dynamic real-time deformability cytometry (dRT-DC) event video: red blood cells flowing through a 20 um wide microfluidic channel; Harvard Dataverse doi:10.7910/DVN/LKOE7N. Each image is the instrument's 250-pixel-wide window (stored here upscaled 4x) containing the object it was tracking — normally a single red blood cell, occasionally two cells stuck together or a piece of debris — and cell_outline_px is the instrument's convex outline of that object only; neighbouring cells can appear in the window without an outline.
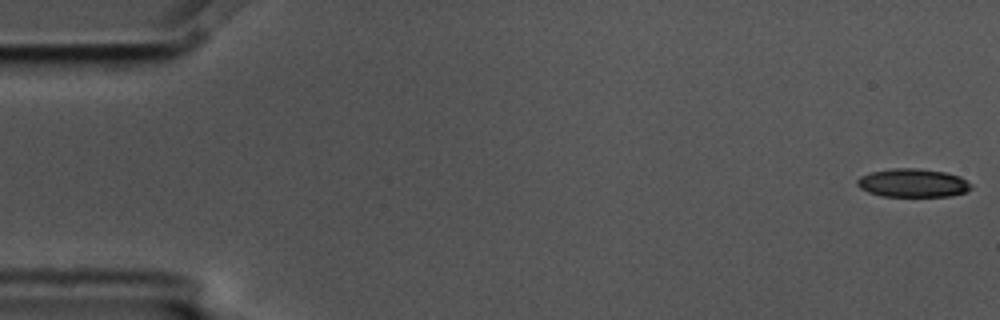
{"species": "common noctule bat (a hibernating species)", "species_latin": "Nyctalus noctula", "temperature_condition": "cold", "stored_images_in_passage": 5, "camera_frame_rate_fps": 3000, "um_per_image_px": 0.085, "animal": {"sex": "male", "body_mass_g": 17.5, "forearm_length_mm": 52.3}, "frame": {"image": 1, "passage_image": 1, "time_ms": 0.0, "image_size_px": [1000, 320], "cell_outline_px": [[972, 188], [968, 192], [948, 196], [880, 196], [868, 192], [860, 188], [856, 184], [856, 180], [860, 176], [872, 172], [892, 168], [916, 168], [944, 172], [960, 176], [972, 184]], "centroid_in_image_um": [77.6, 15.55], "position_along_channel_um": 7.4, "area_um2": 18.96}}